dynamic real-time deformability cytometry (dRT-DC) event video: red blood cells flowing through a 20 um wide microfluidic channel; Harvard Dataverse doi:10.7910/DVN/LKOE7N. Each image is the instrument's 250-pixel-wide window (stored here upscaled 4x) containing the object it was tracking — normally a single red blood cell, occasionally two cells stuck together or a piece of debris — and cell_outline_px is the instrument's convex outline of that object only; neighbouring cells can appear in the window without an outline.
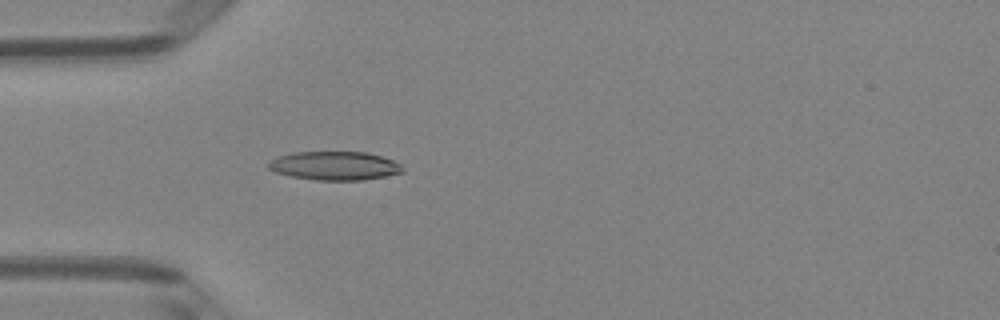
{"species": "Egyptian fruit bat (a non-hibernating species)", "species_latin": "Rousettus aegyptiacus", "temperature_condition": "room temperature", "stored_images_in_passage": 4, "camera_frame_rate_fps": 3000, "um_per_image_px": 0.085, "animal": {"sex": "female"}, "frame": {"image": 1, "passage_image": 4, "time_ms": 1.0, "image_size_px": [1000, 320], "cell_outline_px": [[404, 172], [364, 180], [316, 180], [292, 176], [276, 172], [268, 168], [268, 160], [276, 156], [292, 152], [364, 152], [380, 156], [392, 160], [400, 164], [404, 168]], "centroid_in_image_um": [28.41, 14.08], "position_along_channel_um": 56.6, "area_um2": 22.43}}